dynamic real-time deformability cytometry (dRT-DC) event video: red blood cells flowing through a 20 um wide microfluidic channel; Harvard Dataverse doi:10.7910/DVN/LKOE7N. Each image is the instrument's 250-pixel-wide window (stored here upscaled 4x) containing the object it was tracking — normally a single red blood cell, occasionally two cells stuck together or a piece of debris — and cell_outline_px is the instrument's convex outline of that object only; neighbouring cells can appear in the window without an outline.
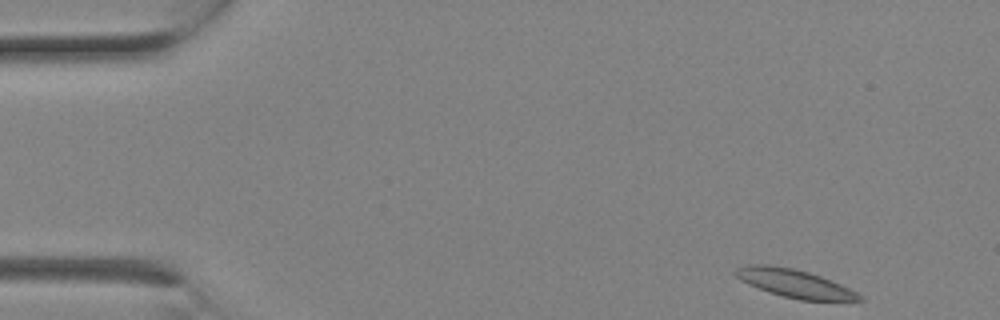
{"species": "Egyptian fruit bat (a non-hibernating species)", "species_latin": "Rousettus aegyptiacus", "temperature_condition": "room temperature", "stored_images_in_passage": 2, "camera_frame_rate_fps": 3000, "um_per_image_px": 0.085, "animal": {"sex": "female"}, "frame": {"image": 1, "passage_image": 1, "time_ms": 0.0, "image_size_px": [1000, 320], "cell_outline_px": [[864, 300], [800, 300], [768, 292], [748, 284], [740, 280], [732, 272], [736, 268], [748, 264], [768, 264], [796, 268], [820, 276], [840, 284], [856, 292]], "centroid_in_image_um": [67.45, 24.06], "position_along_channel_um": 17.5, "area_um2": 20.17}}